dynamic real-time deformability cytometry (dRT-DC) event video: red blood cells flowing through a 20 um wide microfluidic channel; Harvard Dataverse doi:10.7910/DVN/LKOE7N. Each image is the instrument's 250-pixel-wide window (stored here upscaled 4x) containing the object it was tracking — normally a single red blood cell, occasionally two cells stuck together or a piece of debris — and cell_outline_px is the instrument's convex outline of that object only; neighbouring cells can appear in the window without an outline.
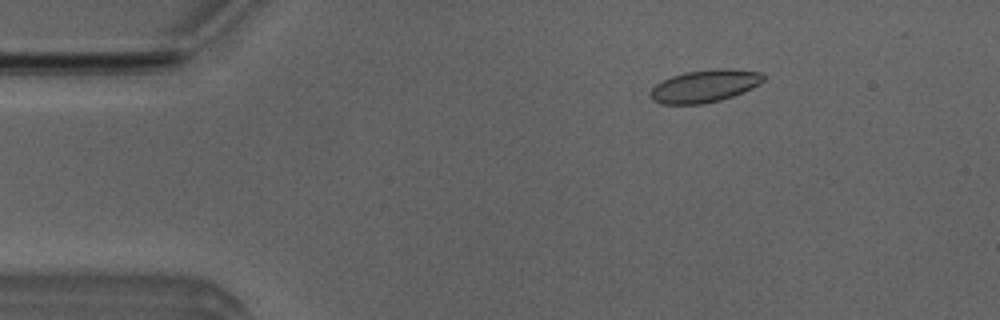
{"species": "Egyptian fruit bat (a non-hibernating species)", "species_latin": "Rousettus aegyptiacus", "temperature_condition": "room temperature", "stored_images_in_passage": 49, "camera_frame_rate_fps": 3000, "um_per_image_px": 0.085, "animal": {"sex": "male"}, "frame": {"image": 1, "passage_image": 5, "time_ms": 1.333, "image_size_px": [1000, 320], "cell_outline_px": [[764, 80], [760, 84], [744, 92], [720, 100], [704, 104], [660, 104], [652, 100], [648, 96], [648, 92], [656, 84], [672, 76], [684, 72], [716, 68], [732, 68], [760, 72], [764, 76]], "centroid_in_image_um": [59.88, 7.31], "position_along_channel_um": 25.1, "area_um2": 21.68}}
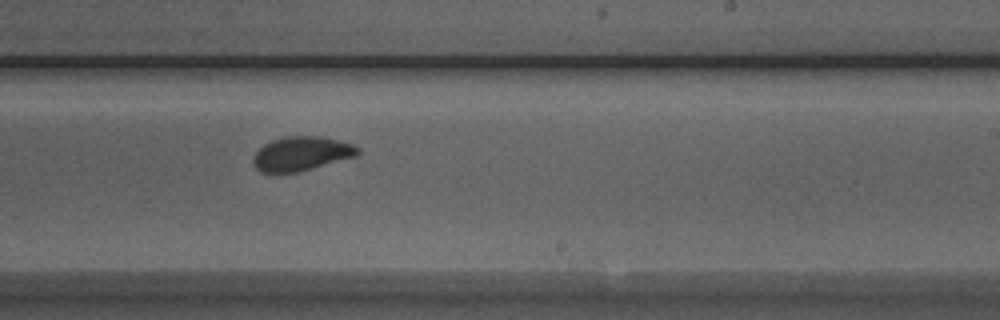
{"frame": {"image": 2, "passage_image": 28, "time_ms": 9.0, "image_size_px": [1000, 320], "cell_outline_px": [[360, 152], [356, 156], [296, 172], [260, 172], [256, 168], [252, 160], [256, 152], [264, 144], [272, 140], [284, 136], [320, 136], [352, 144], [360, 148]], "centroid_in_image_um": [25.61, 13.05], "position_along_channel_um": 263.4, "area_um2": 20.52}}
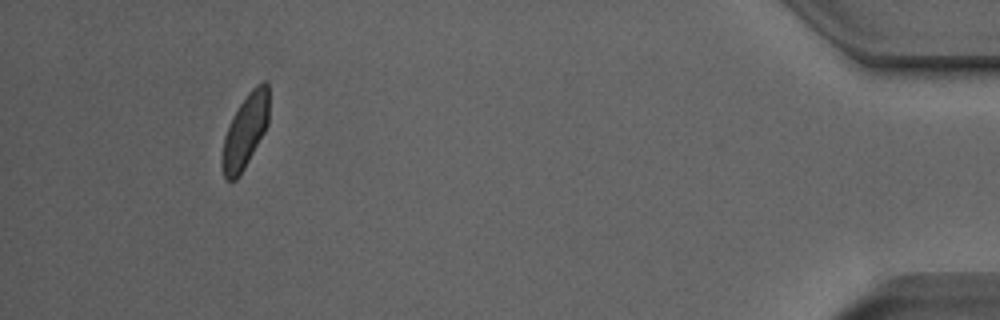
{"frame": {"image": 3, "passage_image": 45, "time_ms": 14.667, "image_size_px": [1000, 320], "cell_outline_px": [[268, 124], [264, 132], [244, 168], [236, 180], [224, 180], [220, 164], [220, 160], [224, 136], [232, 116], [248, 92], [256, 84], [264, 80], [268, 84]], "centroid_in_image_um": [20.81, 11.17], "position_along_channel_um": 414.4, "area_um2": 20.23}, "authors_computed_cell_mechanics": {"area_um2": 21.0392, "velocity_mm_per_s": 3.948, "shape_relaxation_time_tau1_ms": 2.793, "shape_relaxation_time_tau2_ms": 0.9501, "deformation_change_tau1": 0.1115, "deformation_change_tau2": 0.0516}}